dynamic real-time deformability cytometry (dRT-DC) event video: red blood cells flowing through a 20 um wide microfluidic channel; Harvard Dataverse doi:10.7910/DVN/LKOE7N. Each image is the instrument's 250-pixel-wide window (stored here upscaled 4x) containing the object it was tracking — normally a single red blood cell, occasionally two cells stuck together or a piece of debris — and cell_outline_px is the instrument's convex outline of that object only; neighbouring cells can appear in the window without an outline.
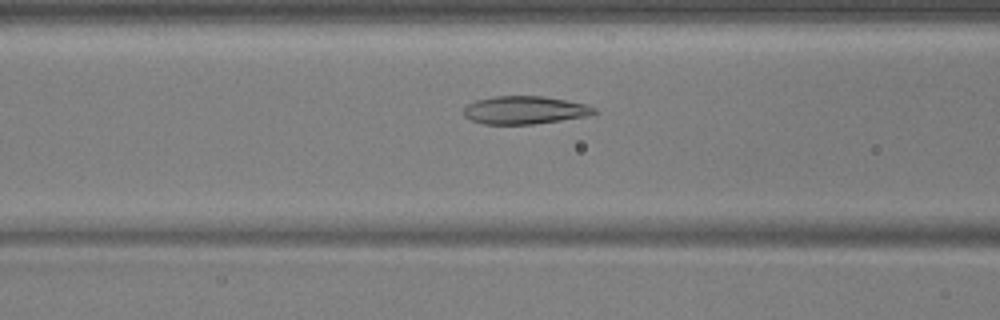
{"species": "common noctule bat (a hibernating species)", "species_latin": "Nyctalus noctula", "temperature_condition": "warm", "stored_images_in_passage": 39, "camera_frame_rate_fps": 3000, "um_per_image_px": 0.085, "animal": {"sex": "male", "body_mass_g": 17.9, "forearm_length_mm": 54.2}, "frame": {"image": 1, "passage_image": 9, "time_ms": 2.667, "image_size_px": [1000, 320], "cell_outline_px": [[600, 112], [584, 116], [560, 120], [532, 124], [484, 124], [472, 120], [464, 116], [464, 108], [468, 104], [476, 100], [496, 96], [544, 96], [584, 104], [596, 108]], "centroid_in_image_um": [44.59, 9.35], "position_along_channel_um": 122.0, "area_um2": 21.04}}
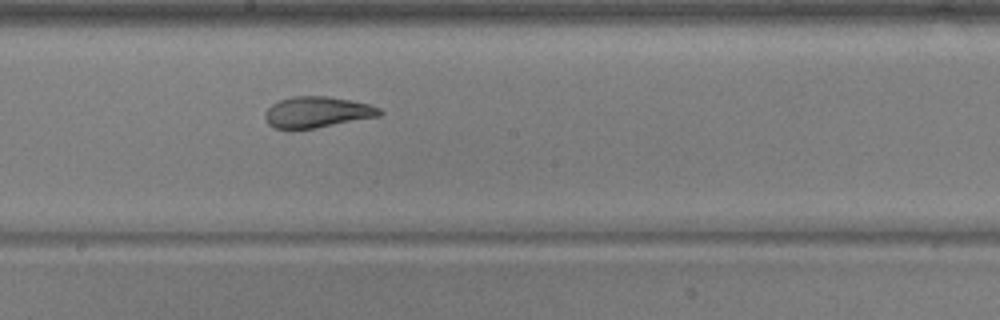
{"frame": {"image": 2, "passage_image": 17, "time_ms": 5.333, "image_size_px": [1000, 320], "cell_outline_px": [[384, 112], [380, 116], [316, 128], [276, 128], [268, 124], [264, 116], [264, 112], [272, 104], [280, 100], [292, 96], [328, 96], [368, 104], [380, 108]], "centroid_in_image_um": [26.96, 9.52], "position_along_channel_um": 221.2, "area_um2": 20.58}}
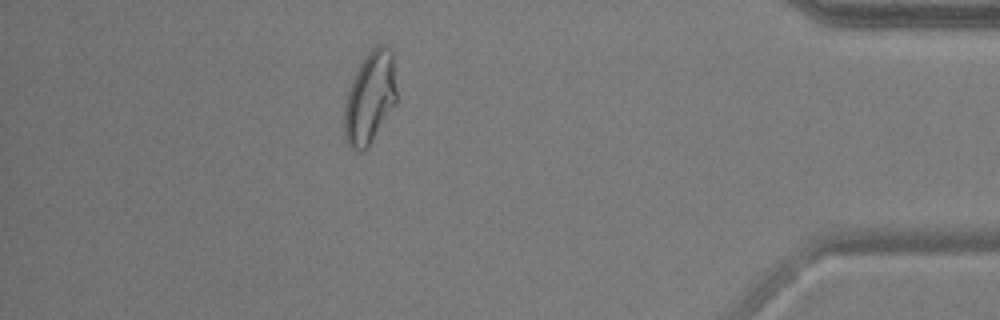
{"frame": {"image": 3, "passage_image": 35, "time_ms": 11.333, "image_size_px": [1000, 320], "cell_outline_px": [[396, 104], [368, 148], [364, 152], [352, 148], [348, 144], [344, 136], [344, 104], [352, 80], [360, 64], [368, 52], [376, 44], [384, 44], [392, 52], [396, 88]], "centroid_in_image_um": [31.44, 8.33], "position_along_channel_um": 403.8, "area_um2": 28.15}}